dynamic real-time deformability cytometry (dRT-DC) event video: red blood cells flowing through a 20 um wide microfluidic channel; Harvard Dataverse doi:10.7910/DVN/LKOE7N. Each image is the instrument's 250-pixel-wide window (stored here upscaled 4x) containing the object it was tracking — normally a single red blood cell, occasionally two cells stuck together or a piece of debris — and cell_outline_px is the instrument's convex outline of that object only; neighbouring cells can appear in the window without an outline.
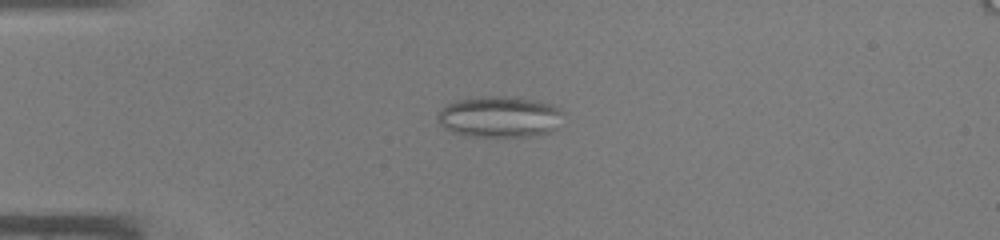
{"species": "common noctule bat (a hibernating species)", "species_latin": "Nyctalus noctula", "temperature_condition": "warm", "stored_images_in_passage": 40, "camera_frame_rate_fps": 3000, "um_per_image_px": 0.085, "animal": {"sex": "male", "body_mass_g": 19.0, "forearm_length_mm": 50.8}, "frame": {"image": 1, "passage_image": 7, "time_ms": 2.0, "image_size_px": [1000, 240], "cell_outline_px": [[564, 112], [552, 128], [548, 132], [528, 136], [468, 136], [452, 132], [444, 128], [440, 124], [440, 112], [448, 104], [456, 100], [480, 96], [516, 96], [536, 100], [552, 104], [560, 108]], "centroid_in_image_um": [42.46, 9.9], "position_along_channel_um": 42.5, "area_um2": 29.77}}
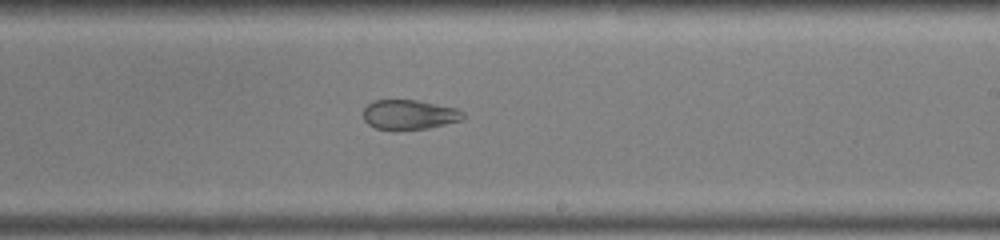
{"frame": {"image": 2, "passage_image": 23, "time_ms": 7.333, "image_size_px": [1000, 240], "cell_outline_px": [[464, 120], [428, 128], [376, 128], [368, 124], [364, 120], [364, 108], [372, 100], [416, 100], [456, 108], [464, 112]], "centroid_in_image_um": [34.81, 9.72], "position_along_channel_um": 254.2, "area_um2": 16.94}}
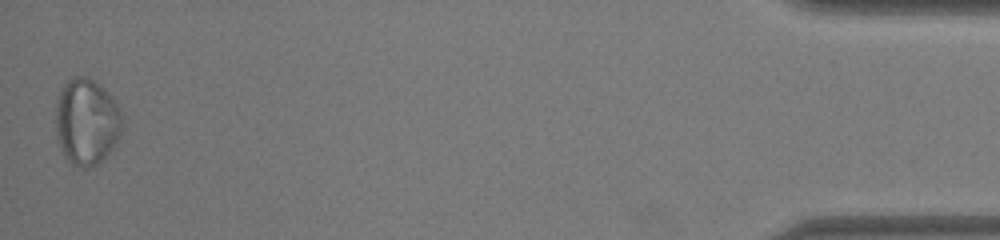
{"frame": {"image": 3, "passage_image": 40, "time_ms": 13.0, "image_size_px": [1000, 240], "cell_outline_px": [[124, 120], [120, 136], [116, 144], [104, 160], [88, 168], [84, 168], [72, 164], [64, 156], [60, 148], [56, 132], [56, 100], [60, 88], [72, 76], [84, 76], [100, 84], [116, 100]], "centroid_in_image_um": [7.38, 10.34], "position_along_channel_um": 427.8, "area_um2": 34.16}}